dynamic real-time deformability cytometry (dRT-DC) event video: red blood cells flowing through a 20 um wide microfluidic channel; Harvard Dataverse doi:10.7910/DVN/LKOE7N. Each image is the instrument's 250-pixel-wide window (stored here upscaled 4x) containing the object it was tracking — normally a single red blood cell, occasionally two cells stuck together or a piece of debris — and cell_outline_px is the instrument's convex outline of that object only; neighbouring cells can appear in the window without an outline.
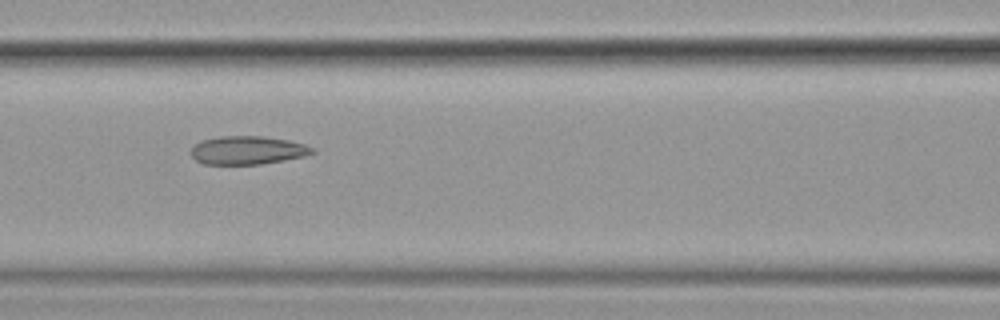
{"species": "common noctule bat (a hibernating species)", "species_latin": "Nyctalus noctula", "temperature_condition": "cold", "stored_images_in_passage": 15, "camera_frame_rate_fps": 3000, "um_per_image_px": 0.085, "animal": {"sex": "female", "body_mass_g": 19.9}, "frame": {"image": 1, "passage_image": 7, "time_ms": 2.0, "image_size_px": [1000, 320], "cell_outline_px": [[316, 152], [304, 156], [284, 160], [260, 164], [204, 164], [196, 160], [192, 156], [192, 148], [200, 140], [220, 136], [264, 136], [288, 140], [304, 144], [316, 148]], "centroid_in_image_um": [21.07, 12.76], "position_along_channel_um": 145.5, "area_um2": 20.06}}
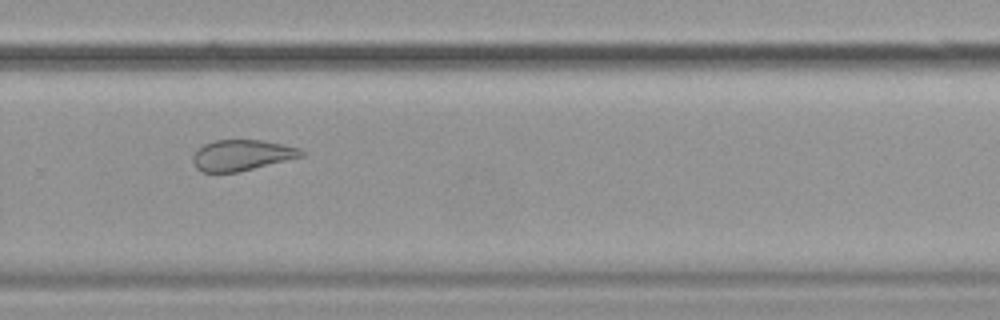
{"frame": {"image": 2, "passage_image": 11, "time_ms": 3.333, "image_size_px": [1000, 320], "cell_outline_px": [[304, 156], [240, 172], [200, 172], [196, 168], [192, 160], [192, 156], [204, 144], [216, 140], [260, 140], [300, 148], [304, 152]], "centroid_in_image_um": [20.55, 13.2], "position_along_channel_um": 309.3, "area_um2": 19.42}}
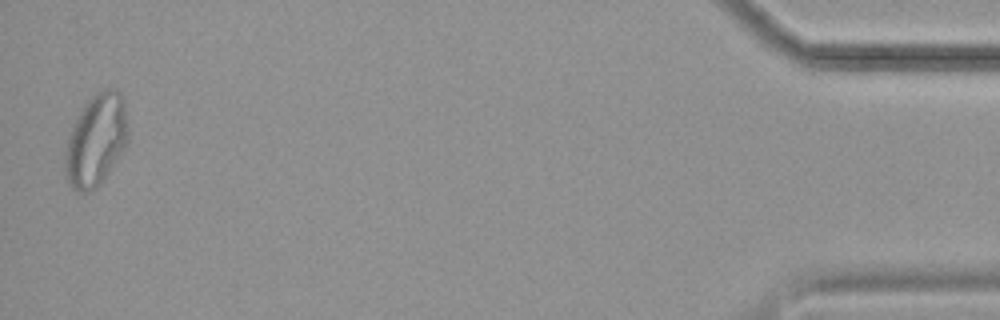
{"frame": {"image": 3, "passage_image": 15, "time_ms": 4.667, "image_size_px": [1000, 320], "cell_outline_px": [[128, 144], [100, 184], [96, 188], [88, 192], [80, 192], [68, 180], [64, 164], [64, 152], [68, 136], [84, 104], [96, 92], [104, 88], [116, 88], [120, 92], [124, 104], [128, 132]], "centroid_in_image_um": [8.18, 11.89], "position_along_channel_um": 427.0, "area_um2": 33.52}}